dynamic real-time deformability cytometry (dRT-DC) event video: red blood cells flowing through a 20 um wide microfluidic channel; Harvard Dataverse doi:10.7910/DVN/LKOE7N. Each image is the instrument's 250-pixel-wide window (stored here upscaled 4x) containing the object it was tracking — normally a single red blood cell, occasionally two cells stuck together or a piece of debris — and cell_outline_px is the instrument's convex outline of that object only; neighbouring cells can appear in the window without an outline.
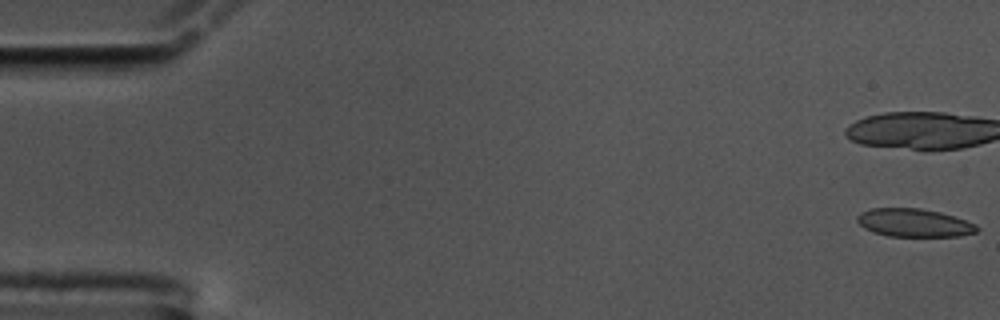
{"species": "common noctule bat (a hibernating species)", "species_latin": "Nyctalus noctula", "temperature_condition": "cold", "stored_images_in_passage": 20, "camera_frame_rate_fps": 3000, "um_per_image_px": 0.085, "animal": {"sex": "male", "body_mass_g": 17.5, "forearm_length_mm": 52.3}, "frame": {"image": 1, "passage_image": 1, "time_ms": 0.0, "image_size_px": [1000, 320], "cell_outline_px": [[980, 228], [976, 232], [960, 236], [888, 236], [872, 232], [864, 228], [856, 220], [856, 216], [860, 212], [872, 208], [920, 208], [940, 212], [976, 224]], "centroid_in_image_um": [77.66, 18.94], "position_along_channel_um": 7.3, "area_um2": 19.65}}